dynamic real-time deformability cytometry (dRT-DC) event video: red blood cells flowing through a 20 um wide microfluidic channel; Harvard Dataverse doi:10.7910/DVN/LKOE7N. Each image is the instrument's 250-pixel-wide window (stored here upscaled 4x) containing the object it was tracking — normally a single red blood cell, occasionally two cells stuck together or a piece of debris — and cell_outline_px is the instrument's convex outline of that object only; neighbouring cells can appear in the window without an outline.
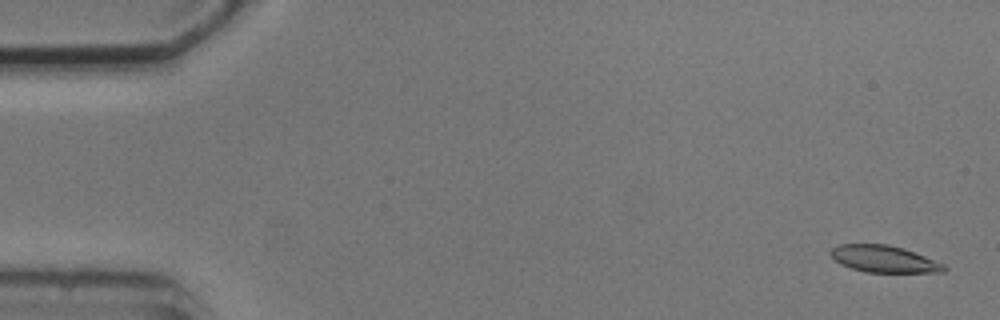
{"species": "common noctule bat (a hibernating species)", "species_latin": "Nyctalus noctula", "temperature_condition": "cold", "stored_images_in_passage": 6, "camera_frame_rate_fps": 3000, "um_per_image_px": 0.085, "animal": {"sex": "male", "body_mass_g": 20.5, "forearm_length_mm": 52.5}, "frame": {"image": 1, "passage_image": 1, "time_ms": 0.0, "image_size_px": [1000, 320], "cell_outline_px": [[948, 268], [944, 272], [864, 272], [840, 264], [828, 252], [832, 248], [840, 244], [888, 244], [904, 248], [944, 264]], "centroid_in_image_um": [75.13, 22.01], "position_along_channel_um": 9.9, "area_um2": 17.69}}